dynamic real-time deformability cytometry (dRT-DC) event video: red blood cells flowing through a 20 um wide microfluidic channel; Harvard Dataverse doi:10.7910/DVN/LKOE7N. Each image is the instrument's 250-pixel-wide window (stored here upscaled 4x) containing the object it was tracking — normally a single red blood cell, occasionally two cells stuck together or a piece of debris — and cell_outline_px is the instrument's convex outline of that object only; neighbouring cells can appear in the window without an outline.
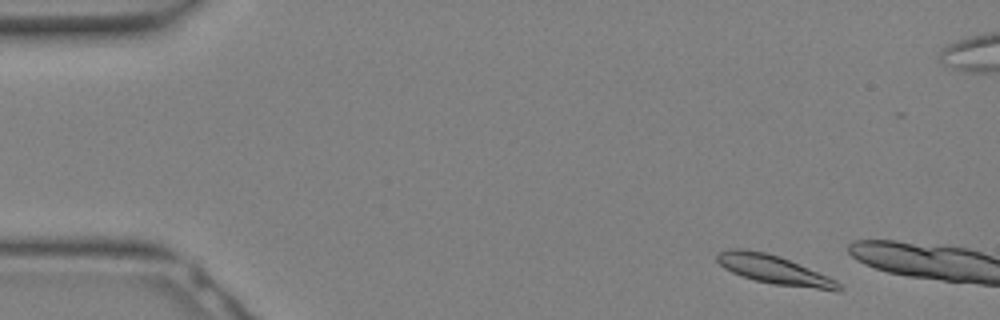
{"species": "Egyptian fruit bat (a non-hibernating species)", "species_latin": "Rousettus aegyptiacus", "temperature_condition": "warm", "stored_images_in_passage": 4, "camera_frame_rate_fps": 3000, "um_per_image_px": 0.085, "animal": {"sex": "female"}, "frame": {"image": 1, "passage_image": 2, "time_ms": 0.333, "image_size_px": [1000, 320], "cell_outline_px": [[844, 288], [840, 292], [836, 292], [772, 284], [740, 276], [724, 268], [716, 260], [716, 256], [720, 252], [728, 248], [744, 248], [764, 252], [780, 256], [828, 276], [836, 280]], "centroid_in_image_um": [65.84, 22.95], "position_along_channel_um": 19.2, "area_um2": 20.75}}